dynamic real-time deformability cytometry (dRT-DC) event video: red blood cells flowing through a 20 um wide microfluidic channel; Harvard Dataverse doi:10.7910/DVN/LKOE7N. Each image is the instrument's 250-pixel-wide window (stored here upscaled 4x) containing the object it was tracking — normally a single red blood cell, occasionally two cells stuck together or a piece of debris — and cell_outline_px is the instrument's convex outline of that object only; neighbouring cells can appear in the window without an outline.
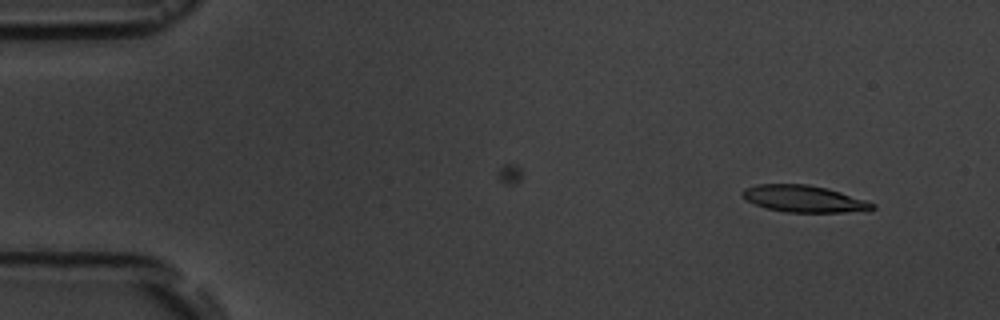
{"species": "common noctule bat (a hibernating species)", "species_latin": "Nyctalus noctula", "temperature_condition": "room temperature", "stored_images_in_passage": 5, "segment_of_instrument_passage": [1, 2], "camera_frame_rate_fps": 3000, "um_per_image_px": 0.085, "animal": {"sex": "male", "body_mass_g": 19.5, "forearm_length_mm": 54.6}, "frame": {"image": 1, "passage_image": 1, "time_ms": 0.0, "image_size_px": [1000, 320], "cell_outline_px": [[876, 208], [868, 212], [784, 212], [764, 208], [748, 200], [740, 192], [744, 188], [756, 184], [808, 184], [828, 188], [876, 204]], "centroid_in_image_um": [68.37, 16.9], "position_along_channel_um": 16.6, "area_um2": 20.46}}